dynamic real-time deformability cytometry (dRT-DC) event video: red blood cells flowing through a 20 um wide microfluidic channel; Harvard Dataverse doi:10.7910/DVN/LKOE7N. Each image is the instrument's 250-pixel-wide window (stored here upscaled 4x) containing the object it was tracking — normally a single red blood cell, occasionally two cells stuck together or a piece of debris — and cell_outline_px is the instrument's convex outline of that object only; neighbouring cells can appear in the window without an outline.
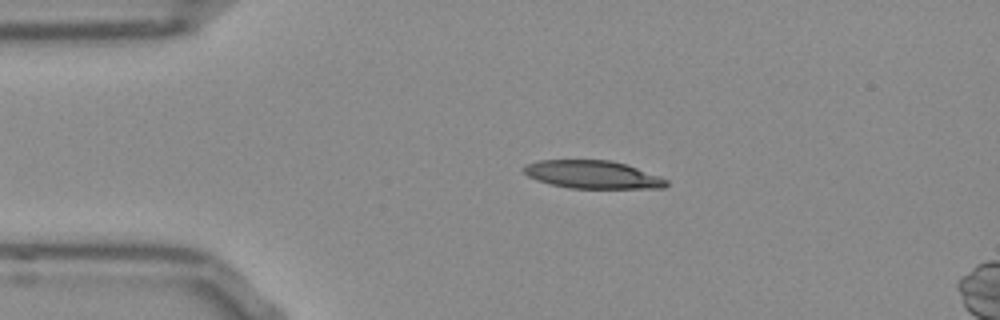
{"species": "Egyptian fruit bat (a non-hibernating species)", "species_latin": "Rousettus aegyptiacus", "temperature_condition": "room temperature", "stored_images_in_passage": 6, "camera_frame_rate_fps": 3000, "um_per_image_px": 0.085, "frame": {"image": 1, "passage_image": 1, "time_ms": 0.0, "image_size_px": [1000, 320], "cell_outline_px": [[668, 184], [664, 188], [568, 188], [536, 180], [528, 176], [524, 172], [524, 168], [528, 164], [540, 160], [612, 160], [628, 164], [660, 176], [668, 180]], "centroid_in_image_um": [50.42, 14.84], "position_along_channel_um": 34.6, "area_um2": 23.24}}